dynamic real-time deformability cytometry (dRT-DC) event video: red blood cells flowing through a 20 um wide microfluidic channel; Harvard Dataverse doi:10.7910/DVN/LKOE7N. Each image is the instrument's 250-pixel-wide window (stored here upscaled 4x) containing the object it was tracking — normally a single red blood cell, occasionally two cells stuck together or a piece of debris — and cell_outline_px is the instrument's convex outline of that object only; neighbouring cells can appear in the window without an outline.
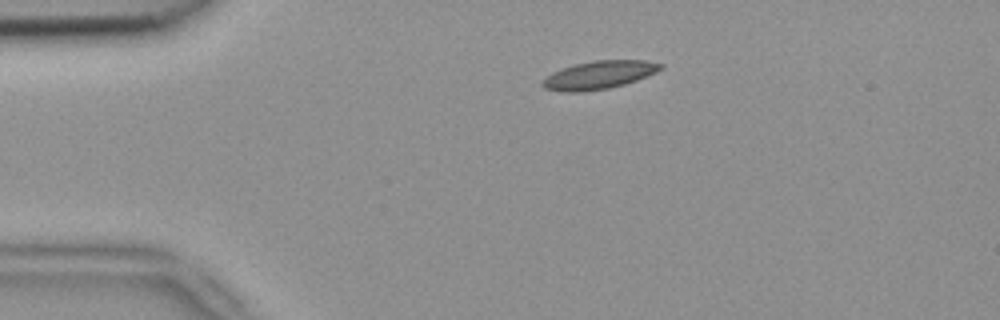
{"species": "common noctule bat (a hibernating species)", "species_latin": "Nyctalus noctula", "temperature_condition": "room temperature", "stored_images_in_passage": 2, "camera_frame_rate_fps": 3000, "um_per_image_px": 0.085, "animal": {"sex": "female", "body_mass_g": 18.4}, "frame": {"image": 1, "passage_image": 1, "time_ms": 0.0, "image_size_px": [1000, 320], "cell_outline_px": [[664, 68], [656, 72], [636, 80], [624, 84], [608, 88], [580, 92], [564, 92], [544, 88], [540, 84], [540, 80], [552, 72], [576, 64], [592, 60], [648, 60], [664, 64]], "centroid_in_image_um": [50.91, 6.37], "position_along_channel_um": 34.1, "area_um2": 19.42}}